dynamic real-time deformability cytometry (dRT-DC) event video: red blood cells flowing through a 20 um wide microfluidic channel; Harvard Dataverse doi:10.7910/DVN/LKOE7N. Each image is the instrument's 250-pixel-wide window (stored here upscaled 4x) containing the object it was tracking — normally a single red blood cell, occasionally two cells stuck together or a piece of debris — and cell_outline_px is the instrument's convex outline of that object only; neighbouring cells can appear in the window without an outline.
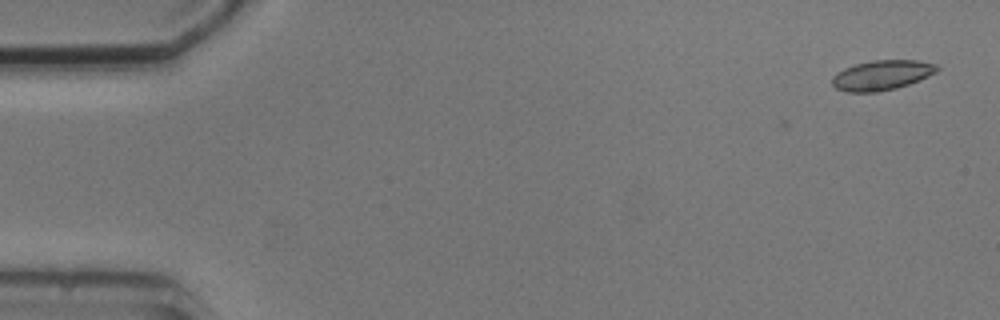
{"species": "common noctule bat (a hibernating species)", "species_latin": "Nyctalus noctula", "temperature_condition": "cold", "stored_images_in_passage": 5, "camera_frame_rate_fps": 3000, "um_per_image_px": 0.085, "animal": {"sex": "male", "body_mass_g": 20.5, "forearm_length_mm": 52.5}, "frame": {"image": 1, "passage_image": 1, "time_ms": 0.0, "image_size_px": [1000, 320], "cell_outline_px": [[940, 68], [936, 72], [920, 80], [896, 88], [876, 92], [848, 92], [836, 88], [832, 84], [832, 76], [836, 72], [844, 68], [856, 64], [872, 60], [916, 60], [936, 64]], "centroid_in_image_um": [74.95, 6.38], "position_along_channel_um": 10.1, "area_um2": 18.26}}
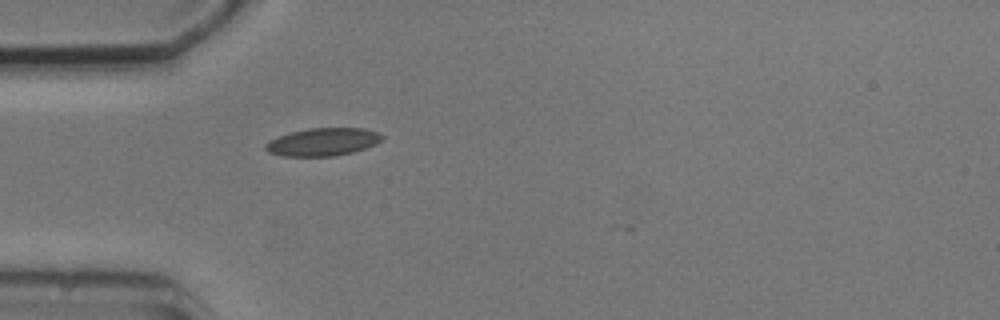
{"frame": {"image": 2, "passage_image": 5, "time_ms": 4.667, "image_size_px": [1000, 320], "cell_outline_px": [[384, 140], [376, 144], [352, 152], [336, 156], [284, 156], [268, 152], [264, 148], [264, 144], [280, 136], [292, 132], [308, 128], [364, 128], [380, 132], [384, 136]], "centroid_in_image_um": [27.5, 12.06], "position_along_channel_um": 57.5, "area_um2": 18.9}}